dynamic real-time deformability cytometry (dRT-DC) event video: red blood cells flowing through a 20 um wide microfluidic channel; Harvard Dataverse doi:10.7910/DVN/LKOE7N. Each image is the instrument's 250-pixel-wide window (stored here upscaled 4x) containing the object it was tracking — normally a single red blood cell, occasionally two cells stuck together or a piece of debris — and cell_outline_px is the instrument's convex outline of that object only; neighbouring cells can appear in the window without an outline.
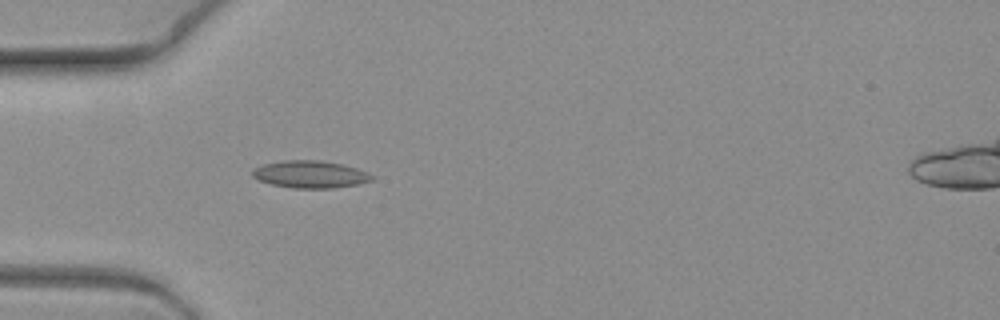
{"species": "common noctule bat (a hibernating species)", "species_latin": "Nyctalus noctula", "temperature_condition": "warm", "stored_images_in_passage": 1, "camera_frame_rate_fps": 3000, "um_per_image_px": 0.085, "animal": {"sex": "female", "body_mass_g": 19.3, "forearm_length_mm": 54.1}, "frame": {"image": 1, "passage_image": 1, "time_ms": 0.0, "image_size_px": [1000, 320], "cell_outline_px": [[372, 180], [360, 184], [332, 188], [296, 188], [272, 184], [260, 180], [252, 176], [252, 168], [264, 164], [284, 160], [320, 160], [344, 164], [368, 172], [372, 176]], "centroid_in_image_um": [26.38, 14.81], "position_along_channel_um": 58.6, "area_um2": 18.96}}